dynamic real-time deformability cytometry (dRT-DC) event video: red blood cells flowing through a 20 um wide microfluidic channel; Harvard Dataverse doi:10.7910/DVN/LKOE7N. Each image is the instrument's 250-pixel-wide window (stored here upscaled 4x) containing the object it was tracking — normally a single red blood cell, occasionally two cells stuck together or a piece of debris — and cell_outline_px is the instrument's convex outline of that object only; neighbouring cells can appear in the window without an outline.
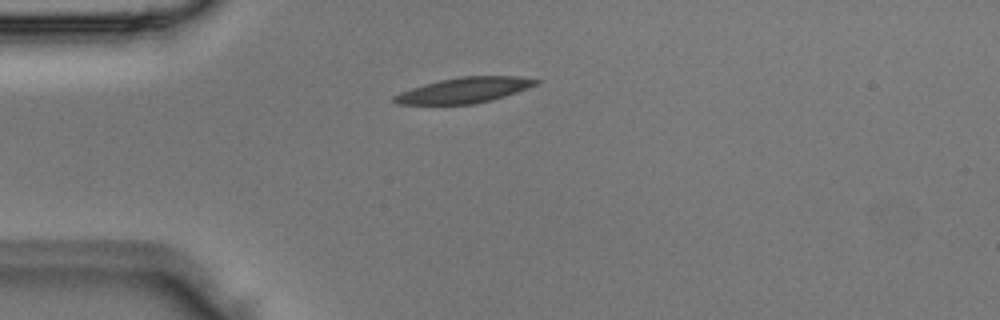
{"species": "Egyptian fruit bat (a non-hibernating species)", "species_latin": "Rousettus aegyptiacus", "temperature_condition": "room temperature", "stored_images_in_passage": 3, "camera_frame_rate_fps": 3000, "um_per_image_px": 0.085, "animal": {"sex": "male"}, "frame": {"image": 1, "passage_image": 3, "time_ms": 0.667, "image_size_px": [1000, 320], "cell_outline_px": [[544, 80], [540, 84], [492, 100], [472, 104], [396, 104], [392, 100], [392, 96], [400, 92], [424, 84], [440, 80], [460, 76], [516, 76]], "centroid_in_image_um": [39.5, 7.66], "position_along_channel_um": 45.5, "area_um2": 21.1}}